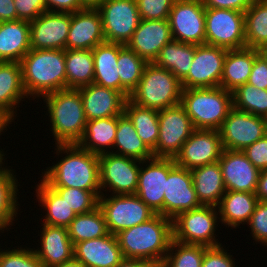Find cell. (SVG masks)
Listing matches in <instances>:
<instances>
[{
	"instance_id": "obj_1",
	"label": "cell",
	"mask_w": 267,
	"mask_h": 267,
	"mask_svg": "<svg viewBox=\"0 0 267 267\" xmlns=\"http://www.w3.org/2000/svg\"><path fill=\"white\" fill-rule=\"evenodd\" d=\"M54 146L55 149L51 152L57 155V159L60 156V159H56V163L47 166L40 174L41 179L48 186L101 192L99 155L81 148L78 144H56Z\"/></svg>"
},
{
	"instance_id": "obj_2",
	"label": "cell",
	"mask_w": 267,
	"mask_h": 267,
	"mask_svg": "<svg viewBox=\"0 0 267 267\" xmlns=\"http://www.w3.org/2000/svg\"><path fill=\"white\" fill-rule=\"evenodd\" d=\"M116 237L123 258L161 263L173 239L172 219L155 214L144 223L120 231Z\"/></svg>"
},
{
	"instance_id": "obj_3",
	"label": "cell",
	"mask_w": 267,
	"mask_h": 267,
	"mask_svg": "<svg viewBox=\"0 0 267 267\" xmlns=\"http://www.w3.org/2000/svg\"><path fill=\"white\" fill-rule=\"evenodd\" d=\"M23 86L31 100L66 89L65 50L30 49L20 61Z\"/></svg>"
},
{
	"instance_id": "obj_4",
	"label": "cell",
	"mask_w": 267,
	"mask_h": 267,
	"mask_svg": "<svg viewBox=\"0 0 267 267\" xmlns=\"http://www.w3.org/2000/svg\"><path fill=\"white\" fill-rule=\"evenodd\" d=\"M48 117L47 125L56 144H78L85 132V117L79 89H62L41 97ZM50 119V120H49Z\"/></svg>"
},
{
	"instance_id": "obj_5",
	"label": "cell",
	"mask_w": 267,
	"mask_h": 267,
	"mask_svg": "<svg viewBox=\"0 0 267 267\" xmlns=\"http://www.w3.org/2000/svg\"><path fill=\"white\" fill-rule=\"evenodd\" d=\"M180 104L195 129L219 130L233 108V93L220 86L182 89Z\"/></svg>"
},
{
	"instance_id": "obj_6",
	"label": "cell",
	"mask_w": 267,
	"mask_h": 267,
	"mask_svg": "<svg viewBox=\"0 0 267 267\" xmlns=\"http://www.w3.org/2000/svg\"><path fill=\"white\" fill-rule=\"evenodd\" d=\"M181 81L169 70L148 63L129 99L142 107L162 110L180 104Z\"/></svg>"
},
{
	"instance_id": "obj_7",
	"label": "cell",
	"mask_w": 267,
	"mask_h": 267,
	"mask_svg": "<svg viewBox=\"0 0 267 267\" xmlns=\"http://www.w3.org/2000/svg\"><path fill=\"white\" fill-rule=\"evenodd\" d=\"M221 224L216 206L201 205L179 213L172 220L173 239L184 244L214 247L221 245L216 230ZM217 238V239H216Z\"/></svg>"
},
{
	"instance_id": "obj_8",
	"label": "cell",
	"mask_w": 267,
	"mask_h": 267,
	"mask_svg": "<svg viewBox=\"0 0 267 267\" xmlns=\"http://www.w3.org/2000/svg\"><path fill=\"white\" fill-rule=\"evenodd\" d=\"M99 207L108 231L113 235L144 223L155 215L136 194L101 195Z\"/></svg>"
},
{
	"instance_id": "obj_9",
	"label": "cell",
	"mask_w": 267,
	"mask_h": 267,
	"mask_svg": "<svg viewBox=\"0 0 267 267\" xmlns=\"http://www.w3.org/2000/svg\"><path fill=\"white\" fill-rule=\"evenodd\" d=\"M140 167L141 160L132 157L111 152L99 155L101 194H135Z\"/></svg>"
},
{
	"instance_id": "obj_10",
	"label": "cell",
	"mask_w": 267,
	"mask_h": 267,
	"mask_svg": "<svg viewBox=\"0 0 267 267\" xmlns=\"http://www.w3.org/2000/svg\"><path fill=\"white\" fill-rule=\"evenodd\" d=\"M205 31L207 45L227 50L246 47L243 12L206 8Z\"/></svg>"
},
{
	"instance_id": "obj_11",
	"label": "cell",
	"mask_w": 267,
	"mask_h": 267,
	"mask_svg": "<svg viewBox=\"0 0 267 267\" xmlns=\"http://www.w3.org/2000/svg\"><path fill=\"white\" fill-rule=\"evenodd\" d=\"M159 134L154 157L175 158L195 130L181 104L158 111Z\"/></svg>"
},
{
	"instance_id": "obj_12",
	"label": "cell",
	"mask_w": 267,
	"mask_h": 267,
	"mask_svg": "<svg viewBox=\"0 0 267 267\" xmlns=\"http://www.w3.org/2000/svg\"><path fill=\"white\" fill-rule=\"evenodd\" d=\"M97 10L105 41L126 45L141 21L136 0H105Z\"/></svg>"
},
{
	"instance_id": "obj_13",
	"label": "cell",
	"mask_w": 267,
	"mask_h": 267,
	"mask_svg": "<svg viewBox=\"0 0 267 267\" xmlns=\"http://www.w3.org/2000/svg\"><path fill=\"white\" fill-rule=\"evenodd\" d=\"M174 158L153 157L141 161L136 195L155 213L164 216V194Z\"/></svg>"
},
{
	"instance_id": "obj_14",
	"label": "cell",
	"mask_w": 267,
	"mask_h": 267,
	"mask_svg": "<svg viewBox=\"0 0 267 267\" xmlns=\"http://www.w3.org/2000/svg\"><path fill=\"white\" fill-rule=\"evenodd\" d=\"M205 9L202 0H175L168 19L173 40L206 44Z\"/></svg>"
},
{
	"instance_id": "obj_15",
	"label": "cell",
	"mask_w": 267,
	"mask_h": 267,
	"mask_svg": "<svg viewBox=\"0 0 267 267\" xmlns=\"http://www.w3.org/2000/svg\"><path fill=\"white\" fill-rule=\"evenodd\" d=\"M218 131L224 149L243 151L267 134V118L233 107Z\"/></svg>"
},
{
	"instance_id": "obj_16",
	"label": "cell",
	"mask_w": 267,
	"mask_h": 267,
	"mask_svg": "<svg viewBox=\"0 0 267 267\" xmlns=\"http://www.w3.org/2000/svg\"><path fill=\"white\" fill-rule=\"evenodd\" d=\"M227 49L207 44L195 45V55L182 89L212 88L221 83Z\"/></svg>"
},
{
	"instance_id": "obj_17",
	"label": "cell",
	"mask_w": 267,
	"mask_h": 267,
	"mask_svg": "<svg viewBox=\"0 0 267 267\" xmlns=\"http://www.w3.org/2000/svg\"><path fill=\"white\" fill-rule=\"evenodd\" d=\"M223 151L218 130L195 129L174 160L177 166L192 170L217 162Z\"/></svg>"
},
{
	"instance_id": "obj_18",
	"label": "cell",
	"mask_w": 267,
	"mask_h": 267,
	"mask_svg": "<svg viewBox=\"0 0 267 267\" xmlns=\"http://www.w3.org/2000/svg\"><path fill=\"white\" fill-rule=\"evenodd\" d=\"M71 13L46 11L30 24L31 49L65 50Z\"/></svg>"
},
{
	"instance_id": "obj_19",
	"label": "cell",
	"mask_w": 267,
	"mask_h": 267,
	"mask_svg": "<svg viewBox=\"0 0 267 267\" xmlns=\"http://www.w3.org/2000/svg\"><path fill=\"white\" fill-rule=\"evenodd\" d=\"M191 171L175 166L169 173L164 194V216L174 219L179 213L200 207Z\"/></svg>"
},
{
	"instance_id": "obj_20",
	"label": "cell",
	"mask_w": 267,
	"mask_h": 267,
	"mask_svg": "<svg viewBox=\"0 0 267 267\" xmlns=\"http://www.w3.org/2000/svg\"><path fill=\"white\" fill-rule=\"evenodd\" d=\"M218 162L226 191L256 192L260 170L243 151L224 149Z\"/></svg>"
},
{
	"instance_id": "obj_21",
	"label": "cell",
	"mask_w": 267,
	"mask_h": 267,
	"mask_svg": "<svg viewBox=\"0 0 267 267\" xmlns=\"http://www.w3.org/2000/svg\"><path fill=\"white\" fill-rule=\"evenodd\" d=\"M172 40L169 20L141 19L126 46L147 63H153L162 47Z\"/></svg>"
},
{
	"instance_id": "obj_22",
	"label": "cell",
	"mask_w": 267,
	"mask_h": 267,
	"mask_svg": "<svg viewBox=\"0 0 267 267\" xmlns=\"http://www.w3.org/2000/svg\"><path fill=\"white\" fill-rule=\"evenodd\" d=\"M37 248L33 250L44 267H53L74 258V245L69 238L68 228L40 223ZM40 233V234H39Z\"/></svg>"
},
{
	"instance_id": "obj_23",
	"label": "cell",
	"mask_w": 267,
	"mask_h": 267,
	"mask_svg": "<svg viewBox=\"0 0 267 267\" xmlns=\"http://www.w3.org/2000/svg\"><path fill=\"white\" fill-rule=\"evenodd\" d=\"M105 42L102 18L97 9L71 13V23L66 41V49L92 50Z\"/></svg>"
},
{
	"instance_id": "obj_24",
	"label": "cell",
	"mask_w": 267,
	"mask_h": 267,
	"mask_svg": "<svg viewBox=\"0 0 267 267\" xmlns=\"http://www.w3.org/2000/svg\"><path fill=\"white\" fill-rule=\"evenodd\" d=\"M87 121L123 114L126 97L120 92L97 84L79 88Z\"/></svg>"
},
{
	"instance_id": "obj_25",
	"label": "cell",
	"mask_w": 267,
	"mask_h": 267,
	"mask_svg": "<svg viewBox=\"0 0 267 267\" xmlns=\"http://www.w3.org/2000/svg\"><path fill=\"white\" fill-rule=\"evenodd\" d=\"M74 258L85 267H115L124 259L117 237L111 233L76 243Z\"/></svg>"
},
{
	"instance_id": "obj_26",
	"label": "cell",
	"mask_w": 267,
	"mask_h": 267,
	"mask_svg": "<svg viewBox=\"0 0 267 267\" xmlns=\"http://www.w3.org/2000/svg\"><path fill=\"white\" fill-rule=\"evenodd\" d=\"M26 98L31 100L23 86L20 62H0V112L14 122Z\"/></svg>"
},
{
	"instance_id": "obj_27",
	"label": "cell",
	"mask_w": 267,
	"mask_h": 267,
	"mask_svg": "<svg viewBox=\"0 0 267 267\" xmlns=\"http://www.w3.org/2000/svg\"><path fill=\"white\" fill-rule=\"evenodd\" d=\"M29 36V21L0 22V62H20L31 49Z\"/></svg>"
},
{
	"instance_id": "obj_28",
	"label": "cell",
	"mask_w": 267,
	"mask_h": 267,
	"mask_svg": "<svg viewBox=\"0 0 267 267\" xmlns=\"http://www.w3.org/2000/svg\"><path fill=\"white\" fill-rule=\"evenodd\" d=\"M258 201L255 193L226 191L217 206L221 224L230 229L245 227Z\"/></svg>"
},
{
	"instance_id": "obj_29",
	"label": "cell",
	"mask_w": 267,
	"mask_h": 267,
	"mask_svg": "<svg viewBox=\"0 0 267 267\" xmlns=\"http://www.w3.org/2000/svg\"><path fill=\"white\" fill-rule=\"evenodd\" d=\"M6 159H0V229L7 232L18 220L21 208H19L20 202L18 201L20 199L18 197L20 196L18 194L20 193V188L18 189L20 182L16 177L15 169L12 168L13 166L7 165ZM16 217L17 219H15Z\"/></svg>"
},
{
	"instance_id": "obj_30",
	"label": "cell",
	"mask_w": 267,
	"mask_h": 267,
	"mask_svg": "<svg viewBox=\"0 0 267 267\" xmlns=\"http://www.w3.org/2000/svg\"><path fill=\"white\" fill-rule=\"evenodd\" d=\"M124 44L103 42L92 49L94 59V84L121 92V80L117 71L119 51Z\"/></svg>"
},
{
	"instance_id": "obj_31",
	"label": "cell",
	"mask_w": 267,
	"mask_h": 267,
	"mask_svg": "<svg viewBox=\"0 0 267 267\" xmlns=\"http://www.w3.org/2000/svg\"><path fill=\"white\" fill-rule=\"evenodd\" d=\"M258 49L244 47L227 50L220 87L233 92L248 82Z\"/></svg>"
},
{
	"instance_id": "obj_32",
	"label": "cell",
	"mask_w": 267,
	"mask_h": 267,
	"mask_svg": "<svg viewBox=\"0 0 267 267\" xmlns=\"http://www.w3.org/2000/svg\"><path fill=\"white\" fill-rule=\"evenodd\" d=\"M190 171L200 204L217 207L226 192L219 162L196 167Z\"/></svg>"
},
{
	"instance_id": "obj_33",
	"label": "cell",
	"mask_w": 267,
	"mask_h": 267,
	"mask_svg": "<svg viewBox=\"0 0 267 267\" xmlns=\"http://www.w3.org/2000/svg\"><path fill=\"white\" fill-rule=\"evenodd\" d=\"M40 181V183H39ZM35 184L36 202L43 208L44 213L41 219L43 224L53 226L68 227L71 221L76 217V213L69 207L65 200H63L58 193L48 186L42 179Z\"/></svg>"
},
{
	"instance_id": "obj_34",
	"label": "cell",
	"mask_w": 267,
	"mask_h": 267,
	"mask_svg": "<svg viewBox=\"0 0 267 267\" xmlns=\"http://www.w3.org/2000/svg\"><path fill=\"white\" fill-rule=\"evenodd\" d=\"M117 125L118 116L87 121L85 132L78 145L97 155L112 152Z\"/></svg>"
},
{
	"instance_id": "obj_35",
	"label": "cell",
	"mask_w": 267,
	"mask_h": 267,
	"mask_svg": "<svg viewBox=\"0 0 267 267\" xmlns=\"http://www.w3.org/2000/svg\"><path fill=\"white\" fill-rule=\"evenodd\" d=\"M195 55V44L172 40L164 45L153 62L157 67L171 71L180 81L189 73Z\"/></svg>"
},
{
	"instance_id": "obj_36",
	"label": "cell",
	"mask_w": 267,
	"mask_h": 267,
	"mask_svg": "<svg viewBox=\"0 0 267 267\" xmlns=\"http://www.w3.org/2000/svg\"><path fill=\"white\" fill-rule=\"evenodd\" d=\"M66 88L79 89L94 82L92 50L65 49Z\"/></svg>"
},
{
	"instance_id": "obj_37",
	"label": "cell",
	"mask_w": 267,
	"mask_h": 267,
	"mask_svg": "<svg viewBox=\"0 0 267 267\" xmlns=\"http://www.w3.org/2000/svg\"><path fill=\"white\" fill-rule=\"evenodd\" d=\"M111 153L141 161L154 157L152 151L140 139L132 122L124 113L118 116L116 137Z\"/></svg>"
},
{
	"instance_id": "obj_38",
	"label": "cell",
	"mask_w": 267,
	"mask_h": 267,
	"mask_svg": "<svg viewBox=\"0 0 267 267\" xmlns=\"http://www.w3.org/2000/svg\"><path fill=\"white\" fill-rule=\"evenodd\" d=\"M123 113L132 122L143 143L152 151L159 134L158 110L139 106L127 98Z\"/></svg>"
},
{
	"instance_id": "obj_39",
	"label": "cell",
	"mask_w": 267,
	"mask_h": 267,
	"mask_svg": "<svg viewBox=\"0 0 267 267\" xmlns=\"http://www.w3.org/2000/svg\"><path fill=\"white\" fill-rule=\"evenodd\" d=\"M246 47L260 50L267 45V0H254L244 12Z\"/></svg>"
},
{
	"instance_id": "obj_40",
	"label": "cell",
	"mask_w": 267,
	"mask_h": 267,
	"mask_svg": "<svg viewBox=\"0 0 267 267\" xmlns=\"http://www.w3.org/2000/svg\"><path fill=\"white\" fill-rule=\"evenodd\" d=\"M67 228L73 245L109 234L105 217L99 206L90 212L76 215Z\"/></svg>"
},
{
	"instance_id": "obj_41",
	"label": "cell",
	"mask_w": 267,
	"mask_h": 267,
	"mask_svg": "<svg viewBox=\"0 0 267 267\" xmlns=\"http://www.w3.org/2000/svg\"><path fill=\"white\" fill-rule=\"evenodd\" d=\"M148 63L126 45L119 51L117 71L121 80V93L129 98L137 88L145 66Z\"/></svg>"
},
{
	"instance_id": "obj_42",
	"label": "cell",
	"mask_w": 267,
	"mask_h": 267,
	"mask_svg": "<svg viewBox=\"0 0 267 267\" xmlns=\"http://www.w3.org/2000/svg\"><path fill=\"white\" fill-rule=\"evenodd\" d=\"M232 93L235 109L267 118V89L246 83Z\"/></svg>"
},
{
	"instance_id": "obj_43",
	"label": "cell",
	"mask_w": 267,
	"mask_h": 267,
	"mask_svg": "<svg viewBox=\"0 0 267 267\" xmlns=\"http://www.w3.org/2000/svg\"><path fill=\"white\" fill-rule=\"evenodd\" d=\"M206 246L184 244L172 239L163 263L167 267H201Z\"/></svg>"
},
{
	"instance_id": "obj_44",
	"label": "cell",
	"mask_w": 267,
	"mask_h": 267,
	"mask_svg": "<svg viewBox=\"0 0 267 267\" xmlns=\"http://www.w3.org/2000/svg\"><path fill=\"white\" fill-rule=\"evenodd\" d=\"M66 201L76 215L90 212L99 206L101 192H91L77 188L51 187Z\"/></svg>"
},
{
	"instance_id": "obj_45",
	"label": "cell",
	"mask_w": 267,
	"mask_h": 267,
	"mask_svg": "<svg viewBox=\"0 0 267 267\" xmlns=\"http://www.w3.org/2000/svg\"><path fill=\"white\" fill-rule=\"evenodd\" d=\"M12 246L0 247V267H44L33 248L20 245L11 249Z\"/></svg>"
},
{
	"instance_id": "obj_46",
	"label": "cell",
	"mask_w": 267,
	"mask_h": 267,
	"mask_svg": "<svg viewBox=\"0 0 267 267\" xmlns=\"http://www.w3.org/2000/svg\"><path fill=\"white\" fill-rule=\"evenodd\" d=\"M246 225L250 227L248 231L255 241L253 243L267 247V201H258Z\"/></svg>"
},
{
	"instance_id": "obj_47",
	"label": "cell",
	"mask_w": 267,
	"mask_h": 267,
	"mask_svg": "<svg viewBox=\"0 0 267 267\" xmlns=\"http://www.w3.org/2000/svg\"><path fill=\"white\" fill-rule=\"evenodd\" d=\"M175 0H136L141 19L168 20Z\"/></svg>"
},
{
	"instance_id": "obj_48",
	"label": "cell",
	"mask_w": 267,
	"mask_h": 267,
	"mask_svg": "<svg viewBox=\"0 0 267 267\" xmlns=\"http://www.w3.org/2000/svg\"><path fill=\"white\" fill-rule=\"evenodd\" d=\"M224 246L225 244L207 247L204 252L201 267H239L235 263L237 259Z\"/></svg>"
},
{
	"instance_id": "obj_49",
	"label": "cell",
	"mask_w": 267,
	"mask_h": 267,
	"mask_svg": "<svg viewBox=\"0 0 267 267\" xmlns=\"http://www.w3.org/2000/svg\"><path fill=\"white\" fill-rule=\"evenodd\" d=\"M17 20L32 21L47 11L45 0H14Z\"/></svg>"
},
{
	"instance_id": "obj_50",
	"label": "cell",
	"mask_w": 267,
	"mask_h": 267,
	"mask_svg": "<svg viewBox=\"0 0 267 267\" xmlns=\"http://www.w3.org/2000/svg\"><path fill=\"white\" fill-rule=\"evenodd\" d=\"M243 152L249 161L260 171L267 169V134L247 146Z\"/></svg>"
},
{
	"instance_id": "obj_51",
	"label": "cell",
	"mask_w": 267,
	"mask_h": 267,
	"mask_svg": "<svg viewBox=\"0 0 267 267\" xmlns=\"http://www.w3.org/2000/svg\"><path fill=\"white\" fill-rule=\"evenodd\" d=\"M247 83L260 89H267V60L260 52L255 56Z\"/></svg>"
},
{
	"instance_id": "obj_52",
	"label": "cell",
	"mask_w": 267,
	"mask_h": 267,
	"mask_svg": "<svg viewBox=\"0 0 267 267\" xmlns=\"http://www.w3.org/2000/svg\"><path fill=\"white\" fill-rule=\"evenodd\" d=\"M205 8H218L245 12L254 0H202Z\"/></svg>"
},
{
	"instance_id": "obj_53",
	"label": "cell",
	"mask_w": 267,
	"mask_h": 267,
	"mask_svg": "<svg viewBox=\"0 0 267 267\" xmlns=\"http://www.w3.org/2000/svg\"><path fill=\"white\" fill-rule=\"evenodd\" d=\"M47 11L73 13L85 9L80 0H45Z\"/></svg>"
},
{
	"instance_id": "obj_54",
	"label": "cell",
	"mask_w": 267,
	"mask_h": 267,
	"mask_svg": "<svg viewBox=\"0 0 267 267\" xmlns=\"http://www.w3.org/2000/svg\"><path fill=\"white\" fill-rule=\"evenodd\" d=\"M16 20L17 11L14 0H0V22Z\"/></svg>"
},
{
	"instance_id": "obj_55",
	"label": "cell",
	"mask_w": 267,
	"mask_h": 267,
	"mask_svg": "<svg viewBox=\"0 0 267 267\" xmlns=\"http://www.w3.org/2000/svg\"><path fill=\"white\" fill-rule=\"evenodd\" d=\"M255 195L259 201H267V169L260 171Z\"/></svg>"
},
{
	"instance_id": "obj_56",
	"label": "cell",
	"mask_w": 267,
	"mask_h": 267,
	"mask_svg": "<svg viewBox=\"0 0 267 267\" xmlns=\"http://www.w3.org/2000/svg\"><path fill=\"white\" fill-rule=\"evenodd\" d=\"M154 263L142 259H123L115 267H151Z\"/></svg>"
},
{
	"instance_id": "obj_57",
	"label": "cell",
	"mask_w": 267,
	"mask_h": 267,
	"mask_svg": "<svg viewBox=\"0 0 267 267\" xmlns=\"http://www.w3.org/2000/svg\"><path fill=\"white\" fill-rule=\"evenodd\" d=\"M11 124H12V122L0 112V136L2 134H4L6 131H8V129H10L9 125H11ZM5 153L6 152H4V149L1 148V150H0V159L6 157Z\"/></svg>"
},
{
	"instance_id": "obj_58",
	"label": "cell",
	"mask_w": 267,
	"mask_h": 267,
	"mask_svg": "<svg viewBox=\"0 0 267 267\" xmlns=\"http://www.w3.org/2000/svg\"><path fill=\"white\" fill-rule=\"evenodd\" d=\"M81 5L88 9H97L105 0H80Z\"/></svg>"
},
{
	"instance_id": "obj_59",
	"label": "cell",
	"mask_w": 267,
	"mask_h": 267,
	"mask_svg": "<svg viewBox=\"0 0 267 267\" xmlns=\"http://www.w3.org/2000/svg\"><path fill=\"white\" fill-rule=\"evenodd\" d=\"M53 267H85L80 261L76 260L75 258H73L70 261L61 263L60 265H56Z\"/></svg>"
},
{
	"instance_id": "obj_60",
	"label": "cell",
	"mask_w": 267,
	"mask_h": 267,
	"mask_svg": "<svg viewBox=\"0 0 267 267\" xmlns=\"http://www.w3.org/2000/svg\"><path fill=\"white\" fill-rule=\"evenodd\" d=\"M259 52L263 55V57L267 60V45L262 47Z\"/></svg>"
},
{
	"instance_id": "obj_61",
	"label": "cell",
	"mask_w": 267,
	"mask_h": 267,
	"mask_svg": "<svg viewBox=\"0 0 267 267\" xmlns=\"http://www.w3.org/2000/svg\"><path fill=\"white\" fill-rule=\"evenodd\" d=\"M151 267H167L163 262L161 263H154Z\"/></svg>"
},
{
	"instance_id": "obj_62",
	"label": "cell",
	"mask_w": 267,
	"mask_h": 267,
	"mask_svg": "<svg viewBox=\"0 0 267 267\" xmlns=\"http://www.w3.org/2000/svg\"><path fill=\"white\" fill-rule=\"evenodd\" d=\"M4 232H5V231H3L2 229H0V234H1V233H4ZM0 246H1V244H0Z\"/></svg>"
}]
</instances>
